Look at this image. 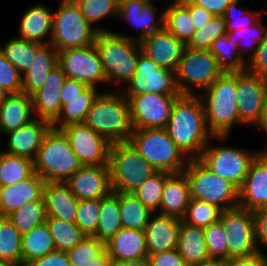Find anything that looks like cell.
<instances>
[{
  "label": "cell",
  "instance_id": "cell-67",
  "mask_svg": "<svg viewBox=\"0 0 267 266\" xmlns=\"http://www.w3.org/2000/svg\"><path fill=\"white\" fill-rule=\"evenodd\" d=\"M150 1H156V0H150ZM165 2L167 1H169L168 2V4H167V6H169V5H176V4H183L184 2H185V0H164Z\"/></svg>",
  "mask_w": 267,
  "mask_h": 266
},
{
  "label": "cell",
  "instance_id": "cell-29",
  "mask_svg": "<svg viewBox=\"0 0 267 266\" xmlns=\"http://www.w3.org/2000/svg\"><path fill=\"white\" fill-rule=\"evenodd\" d=\"M43 199L48 217L75 223L78 199L65 182H48L43 187Z\"/></svg>",
  "mask_w": 267,
  "mask_h": 266
},
{
  "label": "cell",
  "instance_id": "cell-11",
  "mask_svg": "<svg viewBox=\"0 0 267 266\" xmlns=\"http://www.w3.org/2000/svg\"><path fill=\"white\" fill-rule=\"evenodd\" d=\"M222 73L210 50L186 47L175 71L178 90L181 95H197L195 88L203 92Z\"/></svg>",
  "mask_w": 267,
  "mask_h": 266
},
{
  "label": "cell",
  "instance_id": "cell-43",
  "mask_svg": "<svg viewBox=\"0 0 267 266\" xmlns=\"http://www.w3.org/2000/svg\"><path fill=\"white\" fill-rule=\"evenodd\" d=\"M79 7L84 18L99 32L111 31L105 26H100V20L118 17L119 5L115 0H73ZM109 16V17H108ZM99 23V24H98ZM97 24V25H96Z\"/></svg>",
  "mask_w": 267,
  "mask_h": 266
},
{
  "label": "cell",
  "instance_id": "cell-66",
  "mask_svg": "<svg viewBox=\"0 0 267 266\" xmlns=\"http://www.w3.org/2000/svg\"><path fill=\"white\" fill-rule=\"evenodd\" d=\"M193 266H224V264L222 262H218V261H211V262L206 263V264L193 265Z\"/></svg>",
  "mask_w": 267,
  "mask_h": 266
},
{
  "label": "cell",
  "instance_id": "cell-9",
  "mask_svg": "<svg viewBox=\"0 0 267 266\" xmlns=\"http://www.w3.org/2000/svg\"><path fill=\"white\" fill-rule=\"evenodd\" d=\"M109 167L112 192L132 193L156 172L129 141L111 144Z\"/></svg>",
  "mask_w": 267,
  "mask_h": 266
},
{
  "label": "cell",
  "instance_id": "cell-1",
  "mask_svg": "<svg viewBox=\"0 0 267 266\" xmlns=\"http://www.w3.org/2000/svg\"><path fill=\"white\" fill-rule=\"evenodd\" d=\"M165 129L188 159H198L213 137L198 95H180L175 100Z\"/></svg>",
  "mask_w": 267,
  "mask_h": 266
},
{
  "label": "cell",
  "instance_id": "cell-39",
  "mask_svg": "<svg viewBox=\"0 0 267 266\" xmlns=\"http://www.w3.org/2000/svg\"><path fill=\"white\" fill-rule=\"evenodd\" d=\"M209 50L223 72L235 73L246 70L247 62L241 57L238 44H233L227 35L217 38Z\"/></svg>",
  "mask_w": 267,
  "mask_h": 266
},
{
  "label": "cell",
  "instance_id": "cell-15",
  "mask_svg": "<svg viewBox=\"0 0 267 266\" xmlns=\"http://www.w3.org/2000/svg\"><path fill=\"white\" fill-rule=\"evenodd\" d=\"M237 106L241 123L256 126L267 101V79L249 72H236Z\"/></svg>",
  "mask_w": 267,
  "mask_h": 266
},
{
  "label": "cell",
  "instance_id": "cell-7",
  "mask_svg": "<svg viewBox=\"0 0 267 266\" xmlns=\"http://www.w3.org/2000/svg\"><path fill=\"white\" fill-rule=\"evenodd\" d=\"M183 172L189 182L191 198L212 204L222 211L238 206V188L212 173L198 159H189Z\"/></svg>",
  "mask_w": 267,
  "mask_h": 266
},
{
  "label": "cell",
  "instance_id": "cell-37",
  "mask_svg": "<svg viewBox=\"0 0 267 266\" xmlns=\"http://www.w3.org/2000/svg\"><path fill=\"white\" fill-rule=\"evenodd\" d=\"M23 235L47 221L48 215L43 196L36 201L27 202L6 216Z\"/></svg>",
  "mask_w": 267,
  "mask_h": 266
},
{
  "label": "cell",
  "instance_id": "cell-26",
  "mask_svg": "<svg viewBox=\"0 0 267 266\" xmlns=\"http://www.w3.org/2000/svg\"><path fill=\"white\" fill-rule=\"evenodd\" d=\"M52 24L53 12L49 7L42 2L33 4L21 16L17 37L40 44H50ZM45 36L49 38L47 41Z\"/></svg>",
  "mask_w": 267,
  "mask_h": 266
},
{
  "label": "cell",
  "instance_id": "cell-69",
  "mask_svg": "<svg viewBox=\"0 0 267 266\" xmlns=\"http://www.w3.org/2000/svg\"><path fill=\"white\" fill-rule=\"evenodd\" d=\"M124 1H126V0H115V2H116L118 5H120V4L123 3Z\"/></svg>",
  "mask_w": 267,
  "mask_h": 266
},
{
  "label": "cell",
  "instance_id": "cell-40",
  "mask_svg": "<svg viewBox=\"0 0 267 266\" xmlns=\"http://www.w3.org/2000/svg\"><path fill=\"white\" fill-rule=\"evenodd\" d=\"M22 234L7 217L0 221V261L22 266Z\"/></svg>",
  "mask_w": 267,
  "mask_h": 266
},
{
  "label": "cell",
  "instance_id": "cell-24",
  "mask_svg": "<svg viewBox=\"0 0 267 266\" xmlns=\"http://www.w3.org/2000/svg\"><path fill=\"white\" fill-rule=\"evenodd\" d=\"M181 220L180 218L156 212L151 216L144 228L148 256L176 249Z\"/></svg>",
  "mask_w": 267,
  "mask_h": 266
},
{
  "label": "cell",
  "instance_id": "cell-21",
  "mask_svg": "<svg viewBox=\"0 0 267 266\" xmlns=\"http://www.w3.org/2000/svg\"><path fill=\"white\" fill-rule=\"evenodd\" d=\"M142 53L160 68L175 72L186 44L173 35L165 26L154 36L140 42Z\"/></svg>",
  "mask_w": 267,
  "mask_h": 266
},
{
  "label": "cell",
  "instance_id": "cell-46",
  "mask_svg": "<svg viewBox=\"0 0 267 266\" xmlns=\"http://www.w3.org/2000/svg\"><path fill=\"white\" fill-rule=\"evenodd\" d=\"M94 100L95 99L61 100V112L57 119L51 124V127L60 130L70 124L84 123Z\"/></svg>",
  "mask_w": 267,
  "mask_h": 266
},
{
  "label": "cell",
  "instance_id": "cell-23",
  "mask_svg": "<svg viewBox=\"0 0 267 266\" xmlns=\"http://www.w3.org/2000/svg\"><path fill=\"white\" fill-rule=\"evenodd\" d=\"M51 128L46 120L35 118L30 123L4 135L7 137L4 152L35 160L45 134Z\"/></svg>",
  "mask_w": 267,
  "mask_h": 266
},
{
  "label": "cell",
  "instance_id": "cell-2",
  "mask_svg": "<svg viewBox=\"0 0 267 266\" xmlns=\"http://www.w3.org/2000/svg\"><path fill=\"white\" fill-rule=\"evenodd\" d=\"M84 123L110 144L128 142L134 130L129 100L120 88L116 91H101L88 111Z\"/></svg>",
  "mask_w": 267,
  "mask_h": 266
},
{
  "label": "cell",
  "instance_id": "cell-5",
  "mask_svg": "<svg viewBox=\"0 0 267 266\" xmlns=\"http://www.w3.org/2000/svg\"><path fill=\"white\" fill-rule=\"evenodd\" d=\"M81 166L65 134L51 127L34 160L35 172L45 183L66 182Z\"/></svg>",
  "mask_w": 267,
  "mask_h": 266
},
{
  "label": "cell",
  "instance_id": "cell-51",
  "mask_svg": "<svg viewBox=\"0 0 267 266\" xmlns=\"http://www.w3.org/2000/svg\"><path fill=\"white\" fill-rule=\"evenodd\" d=\"M100 199L79 200L75 224L86 236H93L99 222Z\"/></svg>",
  "mask_w": 267,
  "mask_h": 266
},
{
  "label": "cell",
  "instance_id": "cell-60",
  "mask_svg": "<svg viewBox=\"0 0 267 266\" xmlns=\"http://www.w3.org/2000/svg\"><path fill=\"white\" fill-rule=\"evenodd\" d=\"M266 260L267 253L263 254L258 251L251 255L231 258L223 264L224 266H264Z\"/></svg>",
  "mask_w": 267,
  "mask_h": 266
},
{
  "label": "cell",
  "instance_id": "cell-48",
  "mask_svg": "<svg viewBox=\"0 0 267 266\" xmlns=\"http://www.w3.org/2000/svg\"><path fill=\"white\" fill-rule=\"evenodd\" d=\"M226 33V23L223 16H214L203 28L195 30L186 47L209 50L213 42Z\"/></svg>",
  "mask_w": 267,
  "mask_h": 266
},
{
  "label": "cell",
  "instance_id": "cell-3",
  "mask_svg": "<svg viewBox=\"0 0 267 266\" xmlns=\"http://www.w3.org/2000/svg\"><path fill=\"white\" fill-rule=\"evenodd\" d=\"M197 95L203 105L207 128L213 136H229L233 127L244 126L238 113L236 72H223Z\"/></svg>",
  "mask_w": 267,
  "mask_h": 266
},
{
  "label": "cell",
  "instance_id": "cell-45",
  "mask_svg": "<svg viewBox=\"0 0 267 266\" xmlns=\"http://www.w3.org/2000/svg\"><path fill=\"white\" fill-rule=\"evenodd\" d=\"M172 173L165 171H156L147 180H145L132 193L153 212H157L161 203V196L165 186L166 179Z\"/></svg>",
  "mask_w": 267,
  "mask_h": 266
},
{
  "label": "cell",
  "instance_id": "cell-63",
  "mask_svg": "<svg viewBox=\"0 0 267 266\" xmlns=\"http://www.w3.org/2000/svg\"><path fill=\"white\" fill-rule=\"evenodd\" d=\"M111 266H149V262L147 258L127 261H112Z\"/></svg>",
  "mask_w": 267,
  "mask_h": 266
},
{
  "label": "cell",
  "instance_id": "cell-49",
  "mask_svg": "<svg viewBox=\"0 0 267 266\" xmlns=\"http://www.w3.org/2000/svg\"><path fill=\"white\" fill-rule=\"evenodd\" d=\"M241 0H233L226 8L223 18L226 23V32H232L253 26L262 17V11L244 10L239 6Z\"/></svg>",
  "mask_w": 267,
  "mask_h": 266
},
{
  "label": "cell",
  "instance_id": "cell-54",
  "mask_svg": "<svg viewBox=\"0 0 267 266\" xmlns=\"http://www.w3.org/2000/svg\"><path fill=\"white\" fill-rule=\"evenodd\" d=\"M105 88L89 87L87 84L66 78L60 91V100L95 99Z\"/></svg>",
  "mask_w": 267,
  "mask_h": 266
},
{
  "label": "cell",
  "instance_id": "cell-8",
  "mask_svg": "<svg viewBox=\"0 0 267 266\" xmlns=\"http://www.w3.org/2000/svg\"><path fill=\"white\" fill-rule=\"evenodd\" d=\"M98 30L82 15L73 0H62L53 13L50 44L59 52L94 44Z\"/></svg>",
  "mask_w": 267,
  "mask_h": 266
},
{
  "label": "cell",
  "instance_id": "cell-42",
  "mask_svg": "<svg viewBox=\"0 0 267 266\" xmlns=\"http://www.w3.org/2000/svg\"><path fill=\"white\" fill-rule=\"evenodd\" d=\"M46 222L57 251L72 250L86 236L75 223L54 217H48Z\"/></svg>",
  "mask_w": 267,
  "mask_h": 266
},
{
  "label": "cell",
  "instance_id": "cell-53",
  "mask_svg": "<svg viewBox=\"0 0 267 266\" xmlns=\"http://www.w3.org/2000/svg\"><path fill=\"white\" fill-rule=\"evenodd\" d=\"M0 88L9 94L23 91V76L0 51Z\"/></svg>",
  "mask_w": 267,
  "mask_h": 266
},
{
  "label": "cell",
  "instance_id": "cell-44",
  "mask_svg": "<svg viewBox=\"0 0 267 266\" xmlns=\"http://www.w3.org/2000/svg\"><path fill=\"white\" fill-rule=\"evenodd\" d=\"M226 35L233 44H238L241 57L248 62L254 56L258 44L266 37L267 28L263 25L262 19H260L253 26L227 32ZM247 52H251L248 60L244 55Z\"/></svg>",
  "mask_w": 267,
  "mask_h": 266
},
{
  "label": "cell",
  "instance_id": "cell-56",
  "mask_svg": "<svg viewBox=\"0 0 267 266\" xmlns=\"http://www.w3.org/2000/svg\"><path fill=\"white\" fill-rule=\"evenodd\" d=\"M253 216L256 246L258 251L265 254L264 252L267 250V208L254 211Z\"/></svg>",
  "mask_w": 267,
  "mask_h": 266
},
{
  "label": "cell",
  "instance_id": "cell-33",
  "mask_svg": "<svg viewBox=\"0 0 267 266\" xmlns=\"http://www.w3.org/2000/svg\"><path fill=\"white\" fill-rule=\"evenodd\" d=\"M22 266L56 250L47 222L22 235Z\"/></svg>",
  "mask_w": 267,
  "mask_h": 266
},
{
  "label": "cell",
  "instance_id": "cell-31",
  "mask_svg": "<svg viewBox=\"0 0 267 266\" xmlns=\"http://www.w3.org/2000/svg\"><path fill=\"white\" fill-rule=\"evenodd\" d=\"M58 65V51L51 44H41L30 69L23 75V93L32 96L42 88L50 71Z\"/></svg>",
  "mask_w": 267,
  "mask_h": 266
},
{
  "label": "cell",
  "instance_id": "cell-68",
  "mask_svg": "<svg viewBox=\"0 0 267 266\" xmlns=\"http://www.w3.org/2000/svg\"><path fill=\"white\" fill-rule=\"evenodd\" d=\"M0 266H12V265H10V264L7 263V262L0 261Z\"/></svg>",
  "mask_w": 267,
  "mask_h": 266
},
{
  "label": "cell",
  "instance_id": "cell-64",
  "mask_svg": "<svg viewBox=\"0 0 267 266\" xmlns=\"http://www.w3.org/2000/svg\"><path fill=\"white\" fill-rule=\"evenodd\" d=\"M255 127H258L259 129H262L265 132V135H267V101H266V104H265V108L263 110L262 118H261L260 122ZM262 149L259 150L260 153H266L267 152V147L266 146L264 148H262Z\"/></svg>",
  "mask_w": 267,
  "mask_h": 266
},
{
  "label": "cell",
  "instance_id": "cell-59",
  "mask_svg": "<svg viewBox=\"0 0 267 266\" xmlns=\"http://www.w3.org/2000/svg\"><path fill=\"white\" fill-rule=\"evenodd\" d=\"M183 4L189 9L195 30L203 28L214 17L211 12L192 3L190 0H185Z\"/></svg>",
  "mask_w": 267,
  "mask_h": 266
},
{
  "label": "cell",
  "instance_id": "cell-36",
  "mask_svg": "<svg viewBox=\"0 0 267 266\" xmlns=\"http://www.w3.org/2000/svg\"><path fill=\"white\" fill-rule=\"evenodd\" d=\"M40 43L19 37L7 39L0 45L1 53L23 76L31 67Z\"/></svg>",
  "mask_w": 267,
  "mask_h": 266
},
{
  "label": "cell",
  "instance_id": "cell-12",
  "mask_svg": "<svg viewBox=\"0 0 267 266\" xmlns=\"http://www.w3.org/2000/svg\"><path fill=\"white\" fill-rule=\"evenodd\" d=\"M180 95L155 92L124 95L130 103L133 129H165L174 102Z\"/></svg>",
  "mask_w": 267,
  "mask_h": 266
},
{
  "label": "cell",
  "instance_id": "cell-20",
  "mask_svg": "<svg viewBox=\"0 0 267 266\" xmlns=\"http://www.w3.org/2000/svg\"><path fill=\"white\" fill-rule=\"evenodd\" d=\"M239 190L241 208L256 211L267 208V155L259 153L252 161Z\"/></svg>",
  "mask_w": 267,
  "mask_h": 266
},
{
  "label": "cell",
  "instance_id": "cell-32",
  "mask_svg": "<svg viewBox=\"0 0 267 266\" xmlns=\"http://www.w3.org/2000/svg\"><path fill=\"white\" fill-rule=\"evenodd\" d=\"M176 249L188 266L211 262L206 249L203 228L191 226L182 220Z\"/></svg>",
  "mask_w": 267,
  "mask_h": 266
},
{
  "label": "cell",
  "instance_id": "cell-17",
  "mask_svg": "<svg viewBox=\"0 0 267 266\" xmlns=\"http://www.w3.org/2000/svg\"><path fill=\"white\" fill-rule=\"evenodd\" d=\"M82 165H109L111 144L85 123L70 124L60 129Z\"/></svg>",
  "mask_w": 267,
  "mask_h": 266
},
{
  "label": "cell",
  "instance_id": "cell-30",
  "mask_svg": "<svg viewBox=\"0 0 267 266\" xmlns=\"http://www.w3.org/2000/svg\"><path fill=\"white\" fill-rule=\"evenodd\" d=\"M34 119L32 98L23 92L9 94L0 106L1 135L25 126Z\"/></svg>",
  "mask_w": 267,
  "mask_h": 266
},
{
  "label": "cell",
  "instance_id": "cell-13",
  "mask_svg": "<svg viewBox=\"0 0 267 266\" xmlns=\"http://www.w3.org/2000/svg\"><path fill=\"white\" fill-rule=\"evenodd\" d=\"M225 233L228 261L258 252L253 212L240 206L222 211L220 219Z\"/></svg>",
  "mask_w": 267,
  "mask_h": 266
},
{
  "label": "cell",
  "instance_id": "cell-38",
  "mask_svg": "<svg viewBox=\"0 0 267 266\" xmlns=\"http://www.w3.org/2000/svg\"><path fill=\"white\" fill-rule=\"evenodd\" d=\"M35 173L34 161L8 154H0V185L2 187L23 181Z\"/></svg>",
  "mask_w": 267,
  "mask_h": 266
},
{
  "label": "cell",
  "instance_id": "cell-18",
  "mask_svg": "<svg viewBox=\"0 0 267 266\" xmlns=\"http://www.w3.org/2000/svg\"><path fill=\"white\" fill-rule=\"evenodd\" d=\"M158 8L154 5V1L150 0H126L119 5L117 20L127 21L134 30L138 31L136 35L129 36L119 32V35L128 37L142 42L148 37L154 36L164 27V10L159 16L155 17ZM158 17V18H157Z\"/></svg>",
  "mask_w": 267,
  "mask_h": 266
},
{
  "label": "cell",
  "instance_id": "cell-62",
  "mask_svg": "<svg viewBox=\"0 0 267 266\" xmlns=\"http://www.w3.org/2000/svg\"><path fill=\"white\" fill-rule=\"evenodd\" d=\"M111 264V258L105 249L98 257L92 259V262L85 266H111Z\"/></svg>",
  "mask_w": 267,
  "mask_h": 266
},
{
  "label": "cell",
  "instance_id": "cell-22",
  "mask_svg": "<svg viewBox=\"0 0 267 266\" xmlns=\"http://www.w3.org/2000/svg\"><path fill=\"white\" fill-rule=\"evenodd\" d=\"M66 76L59 65L53 68L40 90L31 96L34 117L52 124L61 112L60 91Z\"/></svg>",
  "mask_w": 267,
  "mask_h": 266
},
{
  "label": "cell",
  "instance_id": "cell-61",
  "mask_svg": "<svg viewBox=\"0 0 267 266\" xmlns=\"http://www.w3.org/2000/svg\"><path fill=\"white\" fill-rule=\"evenodd\" d=\"M192 3L205 8L214 16H223L227 6L233 0H190Z\"/></svg>",
  "mask_w": 267,
  "mask_h": 266
},
{
  "label": "cell",
  "instance_id": "cell-41",
  "mask_svg": "<svg viewBox=\"0 0 267 266\" xmlns=\"http://www.w3.org/2000/svg\"><path fill=\"white\" fill-rule=\"evenodd\" d=\"M164 26L185 44L195 32L189 9L184 4L169 5L164 8Z\"/></svg>",
  "mask_w": 267,
  "mask_h": 266
},
{
  "label": "cell",
  "instance_id": "cell-58",
  "mask_svg": "<svg viewBox=\"0 0 267 266\" xmlns=\"http://www.w3.org/2000/svg\"><path fill=\"white\" fill-rule=\"evenodd\" d=\"M24 266H71L67 252L53 251L43 257L31 260Z\"/></svg>",
  "mask_w": 267,
  "mask_h": 266
},
{
  "label": "cell",
  "instance_id": "cell-25",
  "mask_svg": "<svg viewBox=\"0 0 267 266\" xmlns=\"http://www.w3.org/2000/svg\"><path fill=\"white\" fill-rule=\"evenodd\" d=\"M44 184L35 172L23 181L1 187L0 214L6 217L25 203L39 200L43 196Z\"/></svg>",
  "mask_w": 267,
  "mask_h": 266
},
{
  "label": "cell",
  "instance_id": "cell-27",
  "mask_svg": "<svg viewBox=\"0 0 267 266\" xmlns=\"http://www.w3.org/2000/svg\"><path fill=\"white\" fill-rule=\"evenodd\" d=\"M144 230L121 228L105 243L111 261L146 259L147 249Z\"/></svg>",
  "mask_w": 267,
  "mask_h": 266
},
{
  "label": "cell",
  "instance_id": "cell-35",
  "mask_svg": "<svg viewBox=\"0 0 267 266\" xmlns=\"http://www.w3.org/2000/svg\"><path fill=\"white\" fill-rule=\"evenodd\" d=\"M119 211L122 228L144 230L155 213L133 193L119 192Z\"/></svg>",
  "mask_w": 267,
  "mask_h": 266
},
{
  "label": "cell",
  "instance_id": "cell-47",
  "mask_svg": "<svg viewBox=\"0 0 267 266\" xmlns=\"http://www.w3.org/2000/svg\"><path fill=\"white\" fill-rule=\"evenodd\" d=\"M222 210L212 204L194 198L190 199L182 221L191 226L206 228L219 221Z\"/></svg>",
  "mask_w": 267,
  "mask_h": 266
},
{
  "label": "cell",
  "instance_id": "cell-14",
  "mask_svg": "<svg viewBox=\"0 0 267 266\" xmlns=\"http://www.w3.org/2000/svg\"><path fill=\"white\" fill-rule=\"evenodd\" d=\"M58 65L66 78L77 80L89 87L107 84L100 55L95 44L68 48L58 52Z\"/></svg>",
  "mask_w": 267,
  "mask_h": 266
},
{
  "label": "cell",
  "instance_id": "cell-10",
  "mask_svg": "<svg viewBox=\"0 0 267 266\" xmlns=\"http://www.w3.org/2000/svg\"><path fill=\"white\" fill-rule=\"evenodd\" d=\"M227 138L228 136H213L198 160L212 173L230 181L239 189L252 161L260 152L211 143V140L217 139L222 142Z\"/></svg>",
  "mask_w": 267,
  "mask_h": 266
},
{
  "label": "cell",
  "instance_id": "cell-34",
  "mask_svg": "<svg viewBox=\"0 0 267 266\" xmlns=\"http://www.w3.org/2000/svg\"><path fill=\"white\" fill-rule=\"evenodd\" d=\"M122 228L119 211V192H111L100 199V213L96 237L106 243Z\"/></svg>",
  "mask_w": 267,
  "mask_h": 266
},
{
  "label": "cell",
  "instance_id": "cell-50",
  "mask_svg": "<svg viewBox=\"0 0 267 266\" xmlns=\"http://www.w3.org/2000/svg\"><path fill=\"white\" fill-rule=\"evenodd\" d=\"M206 249L211 261L225 263L228 261L227 242L220 221L203 229Z\"/></svg>",
  "mask_w": 267,
  "mask_h": 266
},
{
  "label": "cell",
  "instance_id": "cell-65",
  "mask_svg": "<svg viewBox=\"0 0 267 266\" xmlns=\"http://www.w3.org/2000/svg\"><path fill=\"white\" fill-rule=\"evenodd\" d=\"M9 95L4 89L0 88V106L6 100L7 96Z\"/></svg>",
  "mask_w": 267,
  "mask_h": 266
},
{
  "label": "cell",
  "instance_id": "cell-28",
  "mask_svg": "<svg viewBox=\"0 0 267 266\" xmlns=\"http://www.w3.org/2000/svg\"><path fill=\"white\" fill-rule=\"evenodd\" d=\"M190 186L184 172L172 173L165 182L156 213L182 219L190 202Z\"/></svg>",
  "mask_w": 267,
  "mask_h": 266
},
{
  "label": "cell",
  "instance_id": "cell-70",
  "mask_svg": "<svg viewBox=\"0 0 267 266\" xmlns=\"http://www.w3.org/2000/svg\"><path fill=\"white\" fill-rule=\"evenodd\" d=\"M3 218H4V216H2V215L0 214V221H1Z\"/></svg>",
  "mask_w": 267,
  "mask_h": 266
},
{
  "label": "cell",
  "instance_id": "cell-55",
  "mask_svg": "<svg viewBox=\"0 0 267 266\" xmlns=\"http://www.w3.org/2000/svg\"><path fill=\"white\" fill-rule=\"evenodd\" d=\"M249 72L267 79V35L258 44L254 56L247 62Z\"/></svg>",
  "mask_w": 267,
  "mask_h": 266
},
{
  "label": "cell",
  "instance_id": "cell-19",
  "mask_svg": "<svg viewBox=\"0 0 267 266\" xmlns=\"http://www.w3.org/2000/svg\"><path fill=\"white\" fill-rule=\"evenodd\" d=\"M65 183L78 200L101 199L112 192L109 165H82Z\"/></svg>",
  "mask_w": 267,
  "mask_h": 266
},
{
  "label": "cell",
  "instance_id": "cell-4",
  "mask_svg": "<svg viewBox=\"0 0 267 266\" xmlns=\"http://www.w3.org/2000/svg\"><path fill=\"white\" fill-rule=\"evenodd\" d=\"M94 44L100 55L106 82L126 85L136 74L138 58L142 53L140 43L112 30L98 32Z\"/></svg>",
  "mask_w": 267,
  "mask_h": 266
},
{
  "label": "cell",
  "instance_id": "cell-6",
  "mask_svg": "<svg viewBox=\"0 0 267 266\" xmlns=\"http://www.w3.org/2000/svg\"><path fill=\"white\" fill-rule=\"evenodd\" d=\"M129 142L156 171L180 173L186 168L189 159L166 129L133 130Z\"/></svg>",
  "mask_w": 267,
  "mask_h": 266
},
{
  "label": "cell",
  "instance_id": "cell-57",
  "mask_svg": "<svg viewBox=\"0 0 267 266\" xmlns=\"http://www.w3.org/2000/svg\"><path fill=\"white\" fill-rule=\"evenodd\" d=\"M149 266H188L177 249L156 253L147 257Z\"/></svg>",
  "mask_w": 267,
  "mask_h": 266
},
{
  "label": "cell",
  "instance_id": "cell-52",
  "mask_svg": "<svg viewBox=\"0 0 267 266\" xmlns=\"http://www.w3.org/2000/svg\"><path fill=\"white\" fill-rule=\"evenodd\" d=\"M105 250V243L96 237L85 236L72 250L67 252L71 266H85Z\"/></svg>",
  "mask_w": 267,
  "mask_h": 266
},
{
  "label": "cell",
  "instance_id": "cell-16",
  "mask_svg": "<svg viewBox=\"0 0 267 266\" xmlns=\"http://www.w3.org/2000/svg\"><path fill=\"white\" fill-rule=\"evenodd\" d=\"M126 86L123 91L121 90L123 95H139L148 92L181 94L177 87L175 72L160 68L144 53L139 55L136 74Z\"/></svg>",
  "mask_w": 267,
  "mask_h": 266
}]
</instances>
